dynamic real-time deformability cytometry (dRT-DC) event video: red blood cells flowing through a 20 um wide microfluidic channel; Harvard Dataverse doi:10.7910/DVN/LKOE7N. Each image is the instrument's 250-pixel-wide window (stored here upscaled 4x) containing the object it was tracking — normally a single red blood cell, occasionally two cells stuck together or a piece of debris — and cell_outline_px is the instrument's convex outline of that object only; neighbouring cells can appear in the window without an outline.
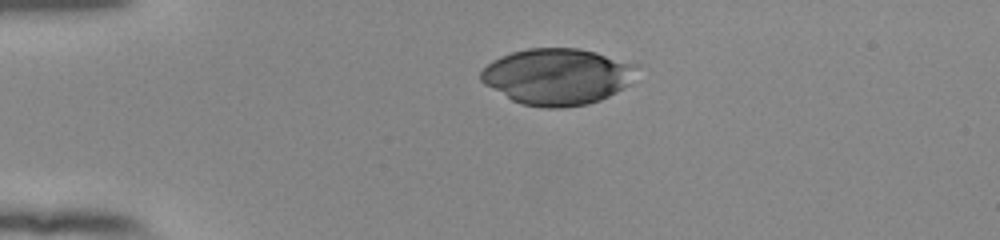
{"species": "human", "species_latin": "Homo sapiens", "temperature_condition": "room temperature", "stored_images_in_passage": 41, "camera_frame_rate_fps": 3000, "um_per_image_px": 0.085, "donor": {"sex": "female"}, "frame": {"image": 1, "passage_image": 1, "time_ms": 0.0, "image_size_px": [1000, 240], "cell_outline_px": [[640, 64], [628, 84], [616, 92], [600, 100], [588, 104], [560, 108], [544, 108], [520, 104], [512, 100], [484, 84], [480, 80], [480, 72], [492, 60], [500, 56], [512, 52], [528, 48], [576, 48], [596, 52]], "centroid_in_image_um": [47.36, 6.5], "position_along_channel_um": 37.6, "area_um2": 51.33}}
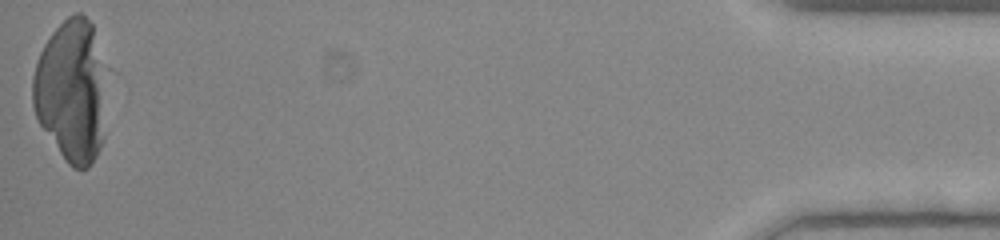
{"frame": {"image": 2, "passage_image": 41, "time_ms": 13.333, "image_size_px": [1000, 240], "cell_outline_px": [[104, 140], [96, 156], [88, 168], [72, 168], [68, 164], [40, 124], [36, 116], [32, 104], [32, 76], [40, 52], [44, 44], [52, 32], [68, 16], [76, 12], [80, 12], [92, 24], [100, 68], [104, 136]], "centroid_in_image_um": [6.0, 7.77], "position_along_channel_um": 429.2, "area_um2": 59.53}}